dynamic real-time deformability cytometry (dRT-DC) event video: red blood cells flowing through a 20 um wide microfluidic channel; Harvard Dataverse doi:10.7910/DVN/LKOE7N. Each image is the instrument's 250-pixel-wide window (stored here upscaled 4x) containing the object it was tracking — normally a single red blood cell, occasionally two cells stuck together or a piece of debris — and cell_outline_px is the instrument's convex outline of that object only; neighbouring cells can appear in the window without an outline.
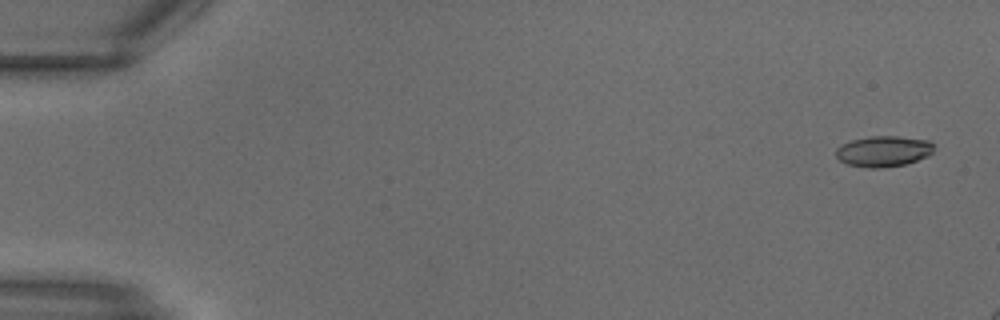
{"species": "common noctule bat (a hibernating species)", "species_latin": "Nyctalus noctula", "temperature_condition": "warm", "stored_images_in_passage": 6, "camera_frame_rate_fps": 3000, "um_per_image_px": 0.085, "animal": {"sex": "male", "body_mass_g": 18.8}, "frame": {"image": 1, "passage_image": 1, "time_ms": 0.0, "image_size_px": [1000, 320], "cell_outline_px": [[936, 148], [928, 156], [904, 164], [880, 168], [868, 168], [848, 164], [840, 160], [836, 156], [836, 148], [840, 144], [852, 140], [872, 136], [896, 136], [928, 140]], "centroid_in_image_um": [75.09, 12.85], "position_along_channel_um": 9.9, "area_um2": 17.51}}